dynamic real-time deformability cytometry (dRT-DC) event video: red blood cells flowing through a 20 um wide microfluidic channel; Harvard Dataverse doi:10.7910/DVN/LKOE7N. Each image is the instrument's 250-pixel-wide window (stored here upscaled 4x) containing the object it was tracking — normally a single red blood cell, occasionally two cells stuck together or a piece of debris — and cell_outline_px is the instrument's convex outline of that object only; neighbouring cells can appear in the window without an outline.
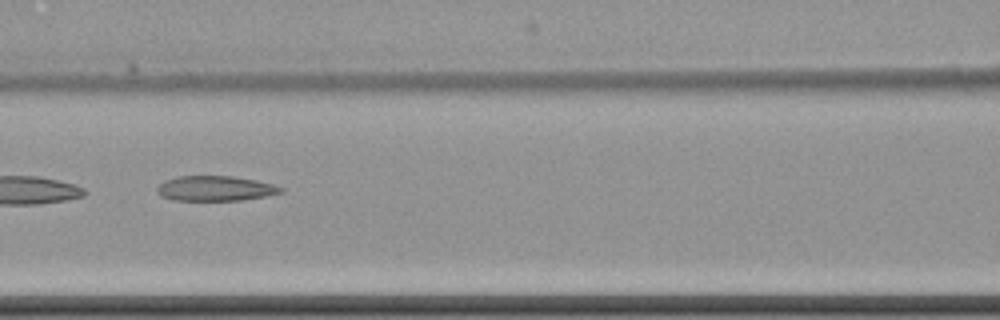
{"species": "common noctule bat (a hibernating species)", "species_latin": "Nyctalus noctula", "temperature_condition": "cold", "stored_images_in_passage": 10, "camera_frame_rate_fps": 3000, "um_per_image_px": 0.085, "animal": {"sex": "female", "body_mass_g": 22.7, "forearm_length_mm": 54.2}, "frame": {"image": 1, "passage_image": 9, "time_ms": 11.667, "image_size_px": [1000, 320], "cell_outline_px": [[284, 192], [264, 196], [240, 200], [172, 200], [160, 196], [156, 188], [164, 180], [176, 176], [232, 176], [256, 180], [272, 184], [284, 188]], "centroid_in_image_um": [18.27, 16.01], "position_along_channel_um": 148.3, "area_um2": 18.03}}
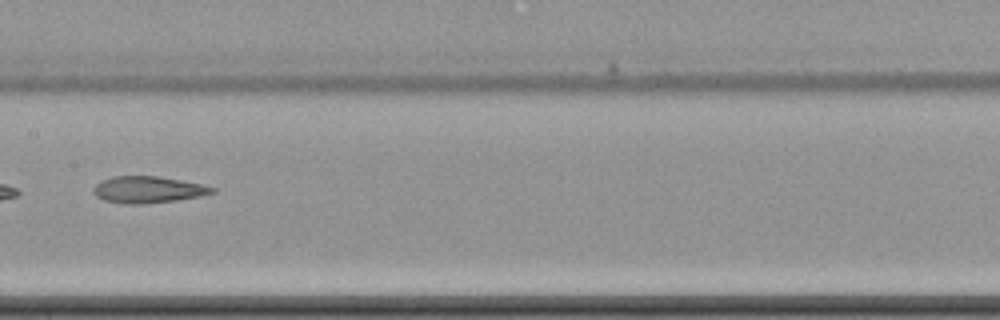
{"frame": {"image": 2, "passage_image": 10, "time_ms": 13.0, "image_size_px": [1000, 320], "cell_outline_px": [[216, 192], [200, 196], [176, 200], [140, 204], [124, 204], [104, 200], [96, 196], [92, 192], [92, 188], [100, 180], [112, 176], [160, 176], [204, 184], [216, 188]], "centroid_in_image_um": [12.57, 16.11], "position_along_channel_um": 194.8, "area_um2": 18.67}}